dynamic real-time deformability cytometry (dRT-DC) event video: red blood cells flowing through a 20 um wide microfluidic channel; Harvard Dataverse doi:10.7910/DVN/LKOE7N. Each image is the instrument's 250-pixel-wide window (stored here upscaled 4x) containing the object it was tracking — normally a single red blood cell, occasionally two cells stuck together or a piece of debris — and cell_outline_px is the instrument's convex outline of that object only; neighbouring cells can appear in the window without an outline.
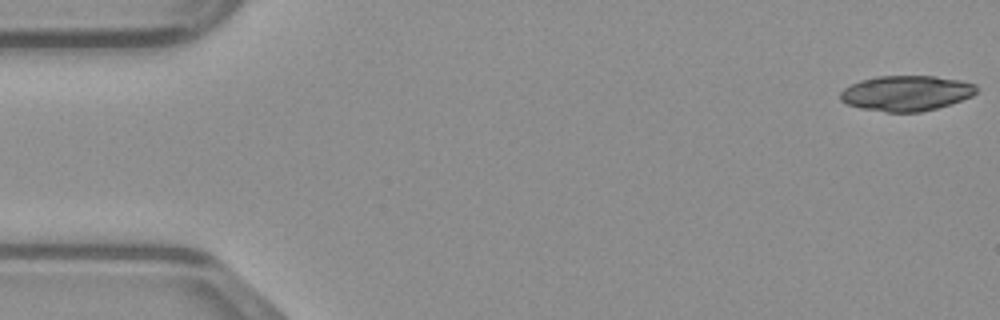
{"species": "common noctule bat (a hibernating species)", "species_latin": "Nyctalus noctula", "temperature_condition": "warm", "stored_images_in_passage": 49, "segment_of_instrument_passage": [1, 2], "camera_frame_rate_fps": 3000, "um_per_image_px": 0.085, "animal": {"sex": "male", "body_mass_g": 23.1, "forearm_length_mm": 52.7}, "frame": {"image": 1, "passage_image": 1, "time_ms": 0.0, "image_size_px": [1000, 320], "cell_outline_px": [[976, 92], [972, 96], [936, 108], [920, 112], [888, 112], [860, 108], [848, 104], [840, 100], [840, 92], [844, 88], [860, 80], [876, 76], [936, 76], [960, 80], [976, 84]], "centroid_in_image_um": [77.01, 7.91], "position_along_channel_um": 8.0, "area_um2": 27.92}}